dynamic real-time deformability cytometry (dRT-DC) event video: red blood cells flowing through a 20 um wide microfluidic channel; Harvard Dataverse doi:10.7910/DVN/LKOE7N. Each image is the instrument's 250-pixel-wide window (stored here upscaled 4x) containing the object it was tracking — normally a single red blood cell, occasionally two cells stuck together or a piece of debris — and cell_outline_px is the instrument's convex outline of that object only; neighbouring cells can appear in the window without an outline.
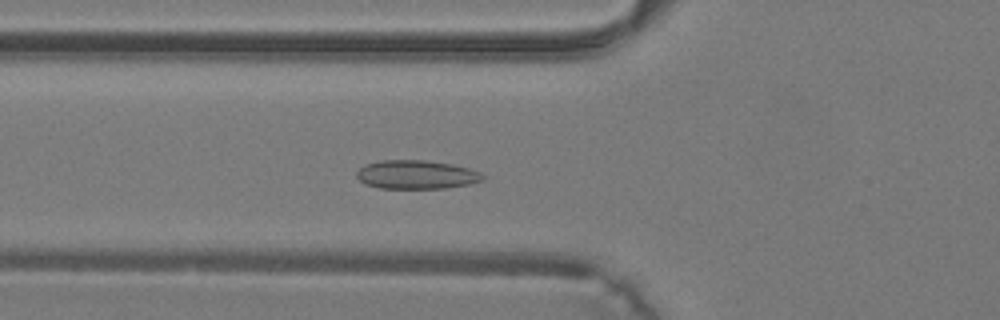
{"species": "common noctule bat (a hibernating species)", "species_latin": "Nyctalus noctula", "temperature_condition": "warm", "stored_images_in_passage": 35, "camera_frame_rate_fps": 3000, "um_per_image_px": 0.085, "animal": {"sex": "male", "body_mass_g": 19.2, "forearm_length_mm": 51.8}, "frame": {"image": 1, "passage_image": 10, "time_ms": 3.0, "image_size_px": [1000, 320], "cell_outline_px": [[484, 180], [468, 184], [444, 188], [380, 188], [364, 184], [356, 176], [356, 172], [364, 164], [380, 160], [424, 160], [452, 164], [468, 168], [480, 172], [484, 176]], "centroid_in_image_um": [35.36, 14.84], "position_along_channel_um": 90.4, "area_um2": 21.1}}
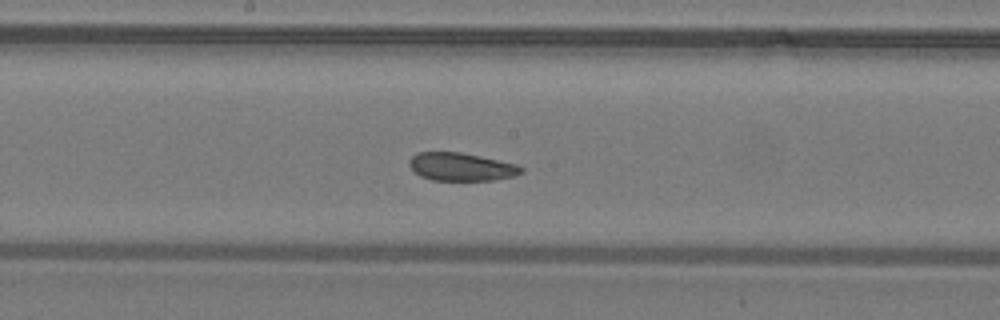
{"frame": {"image": 2, "passage_image": 17, "time_ms": 5.333, "image_size_px": [1000, 320], "cell_outline_px": [[524, 172], [512, 176], [492, 180], [432, 180], [420, 176], [408, 164], [408, 160], [416, 152], [460, 152], [480, 156], [516, 164], [524, 168]], "centroid_in_image_um": [39.18, 14.17], "position_along_channel_um": 209.0, "area_um2": 18.21}}
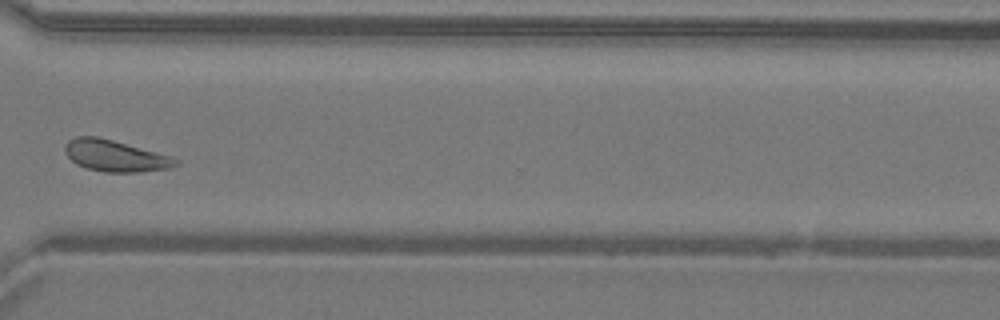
{"frame": {"image": 3, "passage_image": 26, "time_ms": 8.333, "image_size_px": [1000, 320], "cell_outline_px": [[180, 164], [168, 168], [140, 172], [104, 172], [88, 168], [76, 164], [64, 152], [64, 144], [68, 140], [76, 136], [96, 136], [112, 140], [172, 156], [180, 160]], "centroid_in_image_um": [9.79, 13.24], "position_along_channel_um": 360.8, "area_um2": 20.29}}